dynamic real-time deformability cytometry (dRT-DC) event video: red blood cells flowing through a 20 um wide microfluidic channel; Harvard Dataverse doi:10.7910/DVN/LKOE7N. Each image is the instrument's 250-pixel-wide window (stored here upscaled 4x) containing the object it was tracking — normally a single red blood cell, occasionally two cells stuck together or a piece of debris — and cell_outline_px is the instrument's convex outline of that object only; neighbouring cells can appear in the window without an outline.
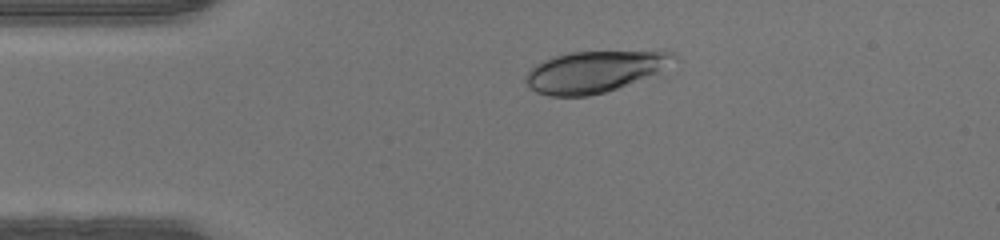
{"species": "human", "species_latin": "Homo sapiens", "temperature_condition": "warm", "stored_images_in_passage": 38, "camera_frame_rate_fps": 3000, "um_per_image_px": 0.085, "donor": {"sex": "male"}, "frame": {"image": 1, "passage_image": 1, "time_ms": 0.0, "image_size_px": [1000, 240], "cell_outline_px": [[680, 60], [656, 72], [616, 88], [604, 92], [588, 96], [548, 96], [536, 92], [524, 80], [524, 76], [536, 64], [544, 60], [568, 52], [660, 48], [676, 52]], "centroid_in_image_um": [50.65, 6.01], "position_along_channel_um": 34.3, "area_um2": 36.59}}
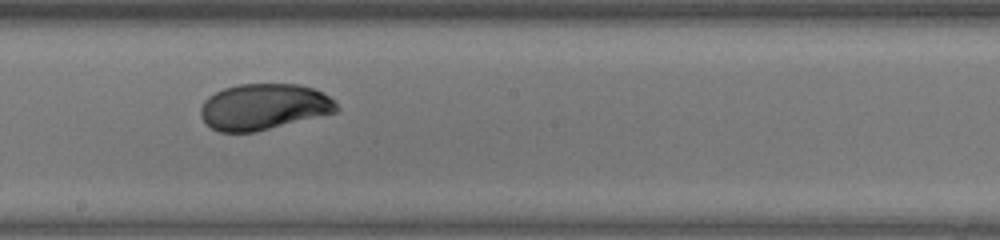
{"frame": {"image": 2, "passage_image": 17, "time_ms": 5.333, "image_size_px": [1000, 240], "cell_outline_px": [[340, 112], [256, 132], [220, 132], [212, 128], [200, 116], [200, 108], [204, 100], [208, 96], [224, 88], [240, 84], [300, 84], [312, 88], [328, 96], [340, 108]], "centroid_in_image_um": [22.44, 9.09], "position_along_channel_um": 225.8, "area_um2": 36.7}}
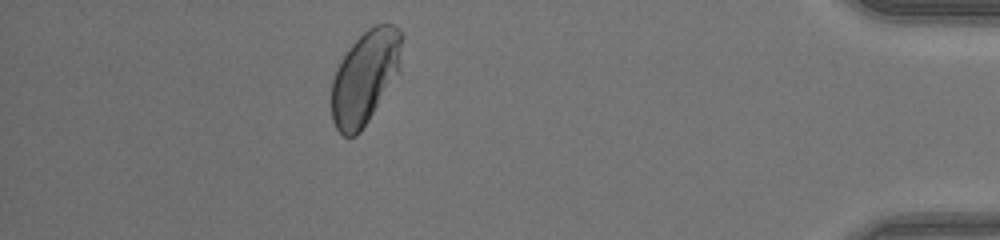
{"frame": {"image": 3, "passage_image": 33, "time_ms": 10.667, "image_size_px": [1000, 240], "cell_outline_px": [[404, 36], [400, 72], [360, 132], [356, 136], [344, 136], [336, 128], [332, 120], [332, 80], [336, 68], [340, 60], [348, 48], [368, 28], [376, 24], [392, 24]], "centroid_in_image_um": [31.05, 6.54], "position_along_channel_um": 404.1, "area_um2": 38.44}}